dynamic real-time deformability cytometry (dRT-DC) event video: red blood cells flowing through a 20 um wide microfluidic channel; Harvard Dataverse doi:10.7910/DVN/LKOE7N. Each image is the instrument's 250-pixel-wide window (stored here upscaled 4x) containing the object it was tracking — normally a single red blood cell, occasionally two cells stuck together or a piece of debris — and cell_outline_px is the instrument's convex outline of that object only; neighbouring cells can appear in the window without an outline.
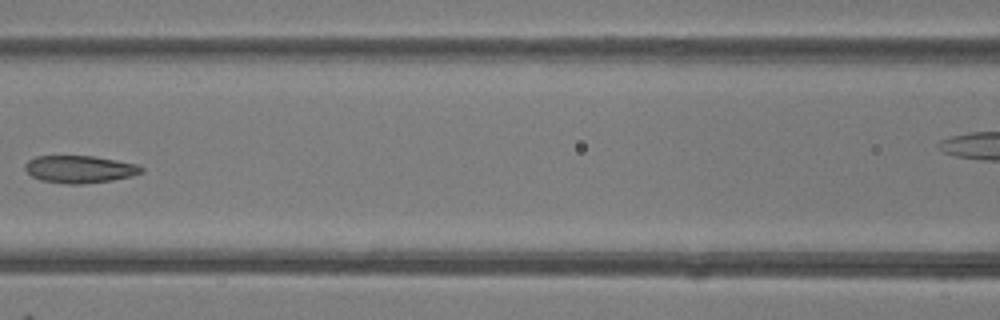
{"species": "common noctule bat (a hibernating species)", "species_latin": "Nyctalus noctula", "temperature_condition": "room temperature", "stored_images_in_passage": 8, "camera_frame_rate_fps": 3000, "um_per_image_px": 0.085, "animal": {"sex": "female"}, "frame": {"image": 1, "passage_image": 7, "time_ms": 7.0, "image_size_px": [1000, 320], "cell_outline_px": [[144, 172], [132, 176], [112, 180], [80, 184], [68, 184], [40, 180], [32, 176], [24, 168], [24, 164], [28, 160], [36, 156], [92, 156], [116, 160], [136, 164], [144, 168]], "centroid_in_image_um": [6.77, 14.38], "position_along_channel_um": 159.8, "area_um2": 18.55}}